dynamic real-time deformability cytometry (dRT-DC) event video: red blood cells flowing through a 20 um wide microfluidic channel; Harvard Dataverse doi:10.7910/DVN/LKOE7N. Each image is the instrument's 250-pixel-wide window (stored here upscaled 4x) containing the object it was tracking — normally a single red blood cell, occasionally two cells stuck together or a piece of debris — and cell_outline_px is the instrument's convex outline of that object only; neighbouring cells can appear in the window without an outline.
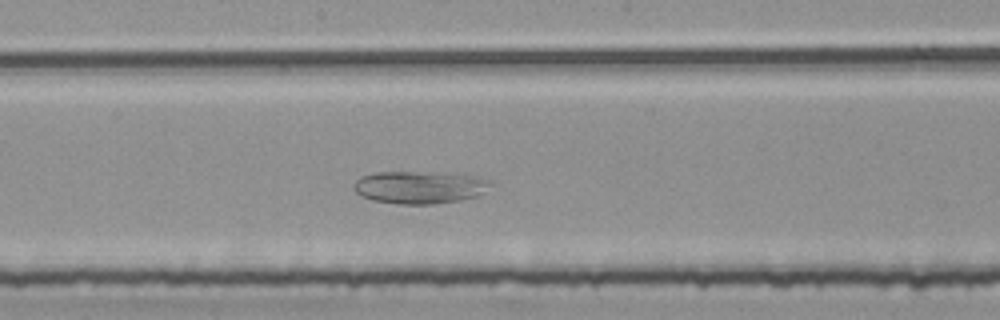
{"species": "common noctule bat (a hibernating species)", "species_latin": "Nyctalus noctula", "temperature_condition": "room temperature", "stored_images_in_passage": 43, "camera_frame_rate_fps": 3000, "um_per_image_px": 0.085, "animal": {"sex": "female", "body_mass_g": 25.1}, "frame": {"image": 1, "passage_image": 21, "time_ms": 6.667, "image_size_px": [1000, 320], "cell_outline_px": [[492, 180], [484, 192], [480, 196], [460, 200], [432, 204], [400, 204], [372, 200], [360, 196], [352, 188], [352, 184], [360, 176], [376, 172], [432, 172], [472, 176]], "centroid_in_image_um": [35.61, 15.92], "position_along_channel_um": 212.6, "area_um2": 26.01}}
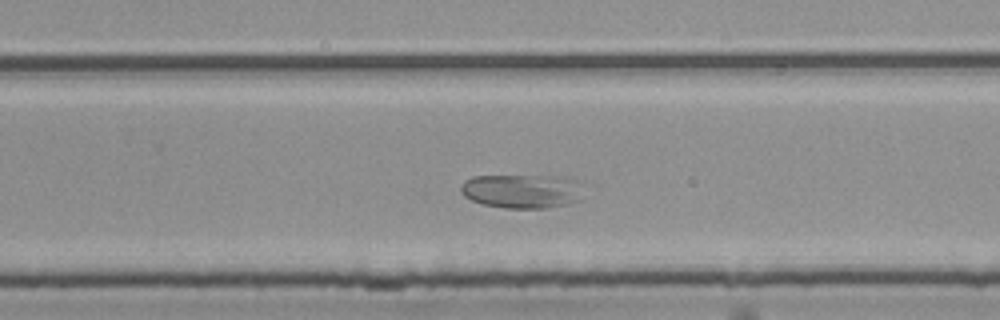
{"frame": {"image": 2, "passage_image": 27, "time_ms": 8.667, "image_size_px": [1000, 320], "cell_outline_px": [[592, 184], [584, 200], [568, 204], [544, 208], [504, 208], [484, 204], [472, 200], [464, 196], [460, 192], [460, 184], [464, 180], [472, 176], [568, 176], [588, 180]], "centroid_in_image_um": [44.65, 16.22], "position_along_channel_um": 285.2, "area_um2": 26.01}}
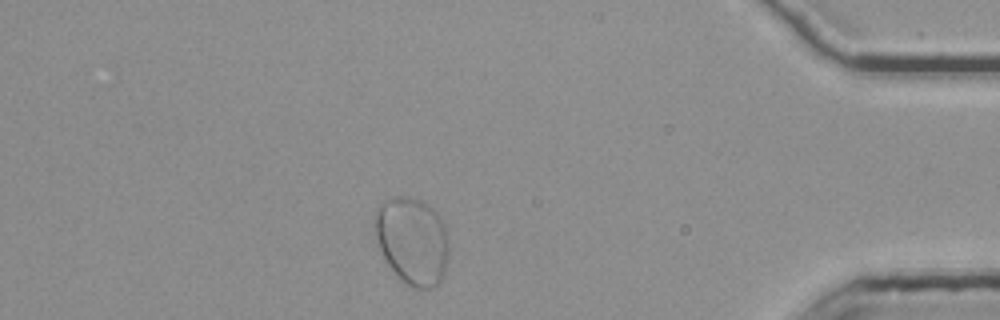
{"frame": {"image": 3, "passage_image": 40, "time_ms": 13.0, "image_size_px": [1000, 320], "cell_outline_px": [[448, 256], [444, 276], [440, 284], [428, 288], [412, 288], [396, 276], [388, 264], [380, 248], [376, 236], [376, 208], [380, 204], [396, 196], [408, 196], [420, 200], [432, 208], [436, 212], [444, 224], [448, 240]], "centroid_in_image_um": [35.07, 20.49], "position_along_channel_um": 400.1, "area_um2": 37.57}}